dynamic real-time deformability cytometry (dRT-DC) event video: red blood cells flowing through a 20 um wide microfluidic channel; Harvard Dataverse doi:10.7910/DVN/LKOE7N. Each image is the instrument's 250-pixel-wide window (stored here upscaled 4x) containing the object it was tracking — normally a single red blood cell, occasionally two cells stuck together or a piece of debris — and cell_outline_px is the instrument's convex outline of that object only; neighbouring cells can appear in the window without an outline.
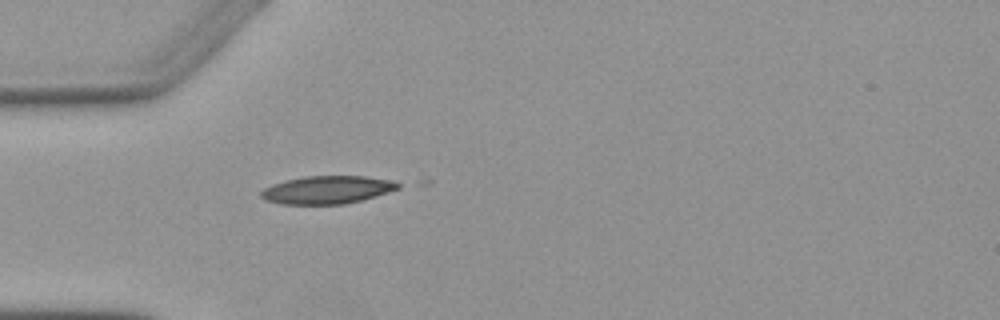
{"species": "Egyptian fruit bat (a non-hibernating species)", "species_latin": "Rousettus aegyptiacus", "temperature_condition": "warm", "stored_images_in_passage": 1, "camera_frame_rate_fps": 3000, "um_per_image_px": 0.085, "animal": {"sex": "female"}, "frame": {"image": 1, "passage_image": 1, "time_ms": 0.0, "image_size_px": [1000, 320], "cell_outline_px": [[400, 188], [376, 196], [344, 204], [284, 204], [264, 200], [260, 196], [260, 192], [264, 188], [272, 184], [284, 180], [304, 176], [364, 176], [392, 180], [400, 184]], "centroid_in_image_um": [27.79, 16.13], "position_along_channel_um": 57.2, "area_um2": 22.31}}